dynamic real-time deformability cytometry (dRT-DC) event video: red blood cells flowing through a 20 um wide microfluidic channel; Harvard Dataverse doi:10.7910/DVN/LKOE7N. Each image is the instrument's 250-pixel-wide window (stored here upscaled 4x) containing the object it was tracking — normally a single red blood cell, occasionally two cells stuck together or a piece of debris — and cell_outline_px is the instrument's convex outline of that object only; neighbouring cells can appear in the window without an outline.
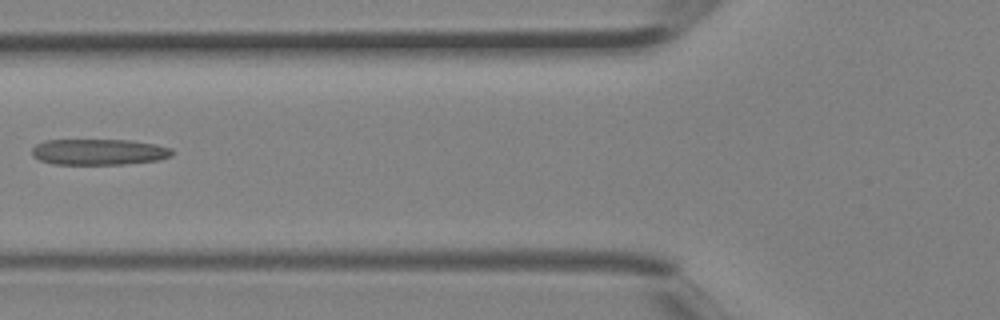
{"species": "Egyptian fruit bat (a non-hibernating species)", "species_latin": "Rousettus aegyptiacus", "temperature_condition": "room temperature", "stored_images_in_passage": 4, "camera_frame_rate_fps": 3000, "um_per_image_px": 0.085, "animal": {"sex": "female"}, "frame": {"image": 1, "passage_image": 4, "time_ms": 1.0, "image_size_px": [1000, 320], "cell_outline_px": [[172, 156], [160, 160], [124, 164], [52, 164], [40, 160], [32, 156], [32, 148], [36, 144], [44, 140], [128, 140], [156, 144], [172, 148]], "centroid_in_image_um": [8.4, 12.91], "position_along_channel_um": 117.4, "area_um2": 21.33}}